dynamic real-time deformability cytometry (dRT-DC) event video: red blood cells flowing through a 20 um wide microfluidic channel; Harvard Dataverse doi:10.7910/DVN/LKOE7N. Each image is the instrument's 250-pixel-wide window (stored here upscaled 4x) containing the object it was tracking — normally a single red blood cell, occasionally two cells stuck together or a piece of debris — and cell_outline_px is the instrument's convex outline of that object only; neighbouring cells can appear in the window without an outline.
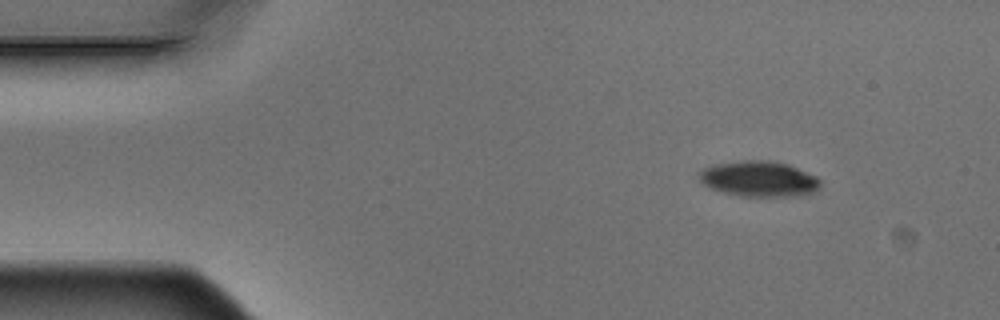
{"species": "Egyptian fruit bat (a non-hibernating species)", "species_latin": "Rousettus aegyptiacus", "temperature_condition": "warm", "stored_images_in_passage": 3, "camera_frame_rate_fps": 3000, "um_per_image_px": 0.085, "animal": {"sex": "male"}, "frame": {"image": 1, "passage_image": 1, "time_ms": 0.0, "image_size_px": [1000, 320], "cell_outline_px": [[820, 188], [816, 192], [800, 196], [740, 196], [708, 188], [700, 180], [700, 172], [704, 168], [712, 164], [744, 160], [768, 160], [788, 164], [816, 176], [820, 180]], "centroid_in_image_um": [64.54, 15.21], "position_along_channel_um": 20.5, "area_um2": 25.26}}